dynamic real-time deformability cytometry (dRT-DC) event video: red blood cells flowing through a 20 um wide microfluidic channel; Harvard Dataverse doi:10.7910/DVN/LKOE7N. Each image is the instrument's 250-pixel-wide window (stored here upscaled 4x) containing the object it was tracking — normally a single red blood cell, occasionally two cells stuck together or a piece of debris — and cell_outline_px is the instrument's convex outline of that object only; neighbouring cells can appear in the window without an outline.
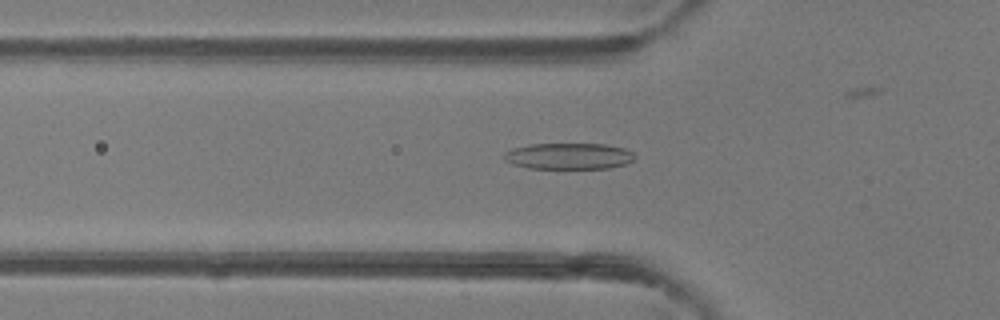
{"species": "common noctule bat (a hibernating species)", "species_latin": "Nyctalus noctula", "temperature_condition": "room temperature", "stored_images_in_passage": 46, "camera_frame_rate_fps": 3000, "um_per_image_px": 0.085, "animal": {"sex": "female"}, "frame": {"image": 1, "passage_image": 17, "time_ms": 5.333, "image_size_px": [1000, 320], "cell_outline_px": [[636, 156], [632, 160], [624, 164], [608, 168], [528, 168], [512, 164], [504, 160], [504, 152], [512, 148], [528, 144], [608, 144], [624, 148], [632, 152]], "centroid_in_image_um": [48.31, 13.26], "position_along_channel_um": 77.5, "area_um2": 20.0}}
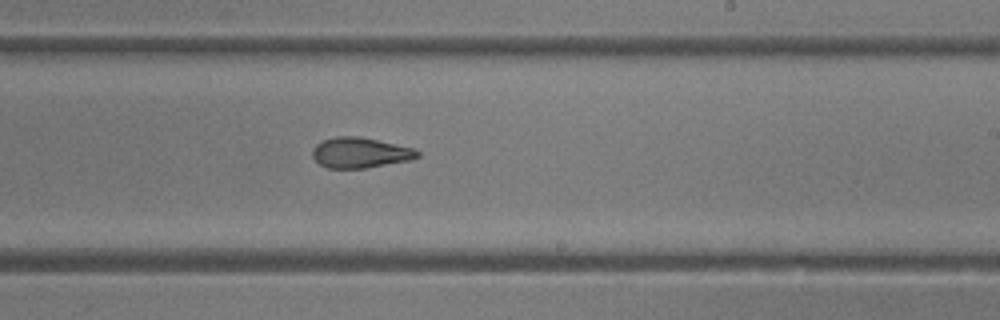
{"frame": {"image": 2, "passage_image": 30, "time_ms": 9.667, "image_size_px": [1000, 320], "cell_outline_px": [[420, 156], [412, 160], [364, 168], [328, 168], [320, 164], [312, 156], [312, 148], [316, 144], [324, 140], [336, 136], [360, 136], [412, 148], [420, 152]], "centroid_in_image_um": [30.61, 12.98], "position_along_channel_um": 258.4, "area_um2": 18.55}}
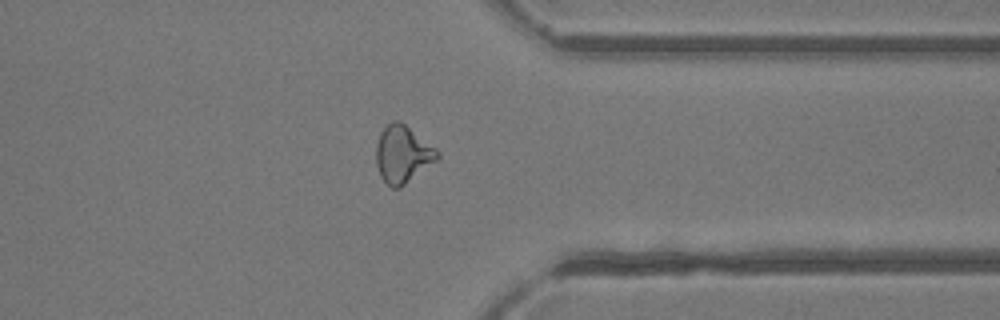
{"frame": {"image": 3, "passage_image": 39, "time_ms": 12.667, "image_size_px": [1000, 320], "cell_outline_px": [[440, 156], [436, 160], [400, 188], [392, 188], [380, 176], [376, 164], [376, 144], [380, 132], [392, 120], [400, 120], [436, 148], [440, 152]], "centroid_in_image_um": [34.21, 13.09], "position_along_channel_um": 377.2, "area_um2": 20.35}}